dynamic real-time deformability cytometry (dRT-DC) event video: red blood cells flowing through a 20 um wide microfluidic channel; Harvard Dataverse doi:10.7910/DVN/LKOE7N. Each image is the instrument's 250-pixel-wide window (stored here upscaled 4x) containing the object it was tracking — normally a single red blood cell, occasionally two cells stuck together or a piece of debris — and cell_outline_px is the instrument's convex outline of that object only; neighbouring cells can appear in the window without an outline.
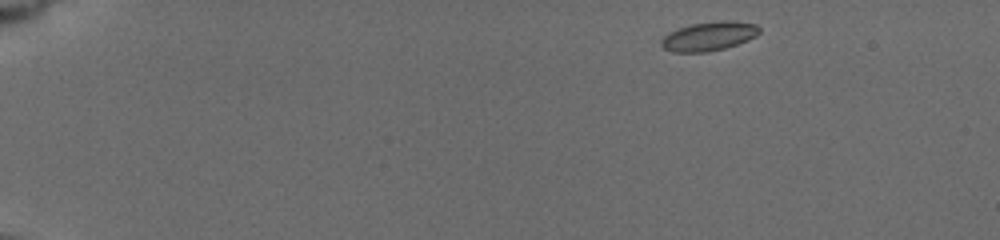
{"species": "common noctule bat (a hibernating species)", "species_latin": "Nyctalus noctula", "temperature_condition": "cold", "stored_images_in_passage": 16, "camera_frame_rate_fps": 3000, "um_per_image_px": 0.085, "animal": {"sex": "female", "body_mass_g": 19.5, "forearm_length_mm": 54.1}, "frame": {"image": 1, "passage_image": 1, "time_ms": 0.0, "image_size_px": [1000, 240], "cell_outline_px": [[760, 32], [756, 36], [748, 40], [724, 48], [708, 52], [672, 52], [664, 48], [660, 44], [660, 40], [668, 32], [692, 24], [720, 20], [728, 20], [756, 24], [760, 28]], "centroid_in_image_um": [60.25, 3.08], "position_along_channel_um": 24.7, "area_um2": 16.59}}
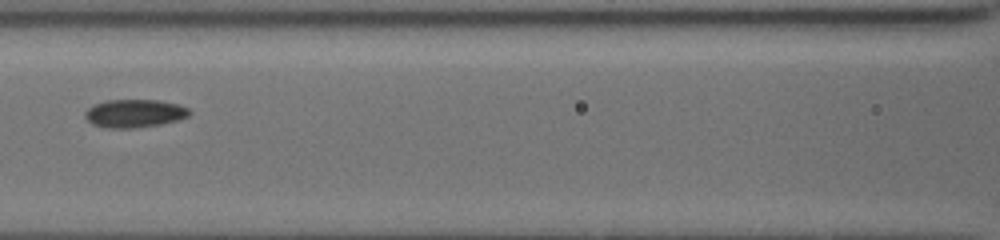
{"frame": {"image": 2, "passage_image": 12, "time_ms": 6.667, "image_size_px": [1000, 240], "cell_outline_px": [[192, 112], [188, 116], [176, 120], [160, 124], [132, 128], [108, 128], [92, 124], [84, 116], [84, 112], [92, 104], [104, 100], [160, 100], [180, 104], [188, 108]], "centroid_in_image_um": [11.41, 9.62], "position_along_channel_um": 155.2, "area_um2": 17.22}}
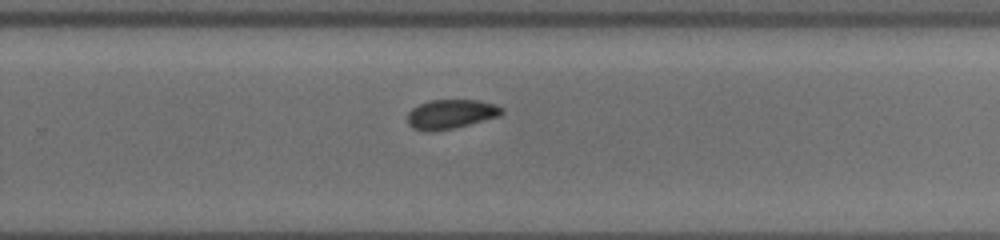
{"frame": {"image": 3, "passage_image": 16, "time_ms": 10.333, "image_size_px": [1000, 240], "cell_outline_px": [[504, 112], [500, 116], [452, 128], [412, 128], [408, 124], [408, 112], [412, 108], [428, 100], [480, 100], [496, 104], [504, 108]], "centroid_in_image_um": [38.4, 9.64], "position_along_channel_um": 291.4, "area_um2": 15.55}}